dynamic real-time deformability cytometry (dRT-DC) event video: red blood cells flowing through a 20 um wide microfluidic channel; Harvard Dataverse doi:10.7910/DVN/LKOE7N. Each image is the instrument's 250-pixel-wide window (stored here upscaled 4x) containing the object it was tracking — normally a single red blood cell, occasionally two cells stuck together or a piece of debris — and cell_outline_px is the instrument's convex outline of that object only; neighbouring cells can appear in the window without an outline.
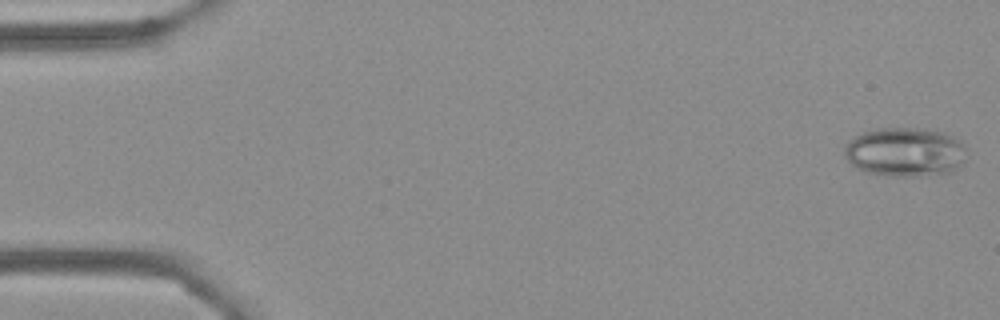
{"species": "Egyptian fruit bat (a non-hibernating species)", "species_latin": "Rousettus aegyptiacus", "temperature_condition": "cold", "stored_images_in_passage": 10, "camera_frame_rate_fps": 3000, "um_per_image_px": 0.085, "frame": {"image": 1, "passage_image": 1, "time_ms": 0.0, "image_size_px": [1000, 320], "cell_outline_px": [[964, 160], [960, 168], [952, 172], [920, 176], [888, 176], [868, 172], [856, 168], [848, 160], [844, 152], [844, 144], [848, 140], [864, 132], [876, 128], [912, 128], [944, 132], [960, 140], [964, 144]], "centroid_in_image_um": [76.93, 12.93], "position_along_channel_um": 8.1, "area_um2": 35.08}}